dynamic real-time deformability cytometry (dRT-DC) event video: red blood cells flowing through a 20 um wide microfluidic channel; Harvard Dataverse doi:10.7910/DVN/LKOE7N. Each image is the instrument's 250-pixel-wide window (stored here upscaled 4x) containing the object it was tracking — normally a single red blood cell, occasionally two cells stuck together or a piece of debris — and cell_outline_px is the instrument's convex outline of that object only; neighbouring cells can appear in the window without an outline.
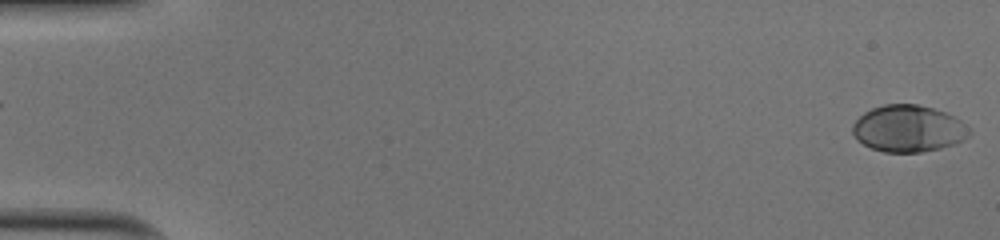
{"species": "human", "species_latin": "Homo sapiens", "temperature_condition": "cold", "stored_images_in_passage": 52, "camera_frame_rate_fps": 3000, "um_per_image_px": 0.085, "donor": {"sex": "male"}, "frame": {"image": 1, "passage_image": 1, "time_ms": 0.0, "image_size_px": [1000, 240], "cell_outline_px": [[972, 132], [968, 136], [952, 144], [940, 148], [920, 152], [884, 152], [872, 148], [856, 140], [852, 132], [852, 124], [864, 112], [872, 108], [884, 104], [916, 104], [948, 112], [956, 116]], "centroid_in_image_um": [77.19, 10.92], "position_along_channel_um": 7.8, "area_um2": 31.79}}
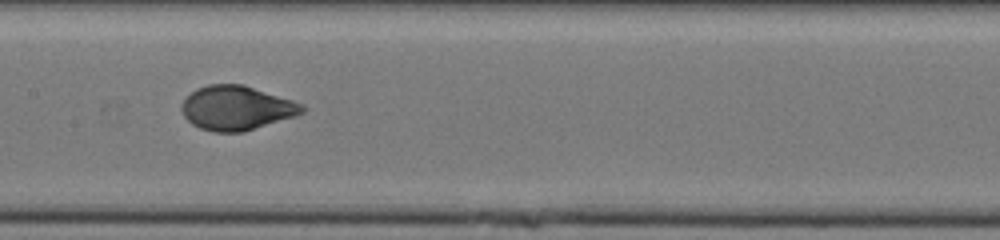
{"frame": {"image": 2, "passage_image": 27, "time_ms": 8.667, "image_size_px": [1000, 240], "cell_outline_px": [[304, 112], [296, 116], [244, 132], [212, 132], [200, 128], [192, 124], [184, 116], [180, 108], [180, 104], [196, 88], [208, 84], [244, 84], [304, 104]], "centroid_in_image_um": [20.1, 9.18], "position_along_channel_um": 187.3, "area_um2": 31.27}}
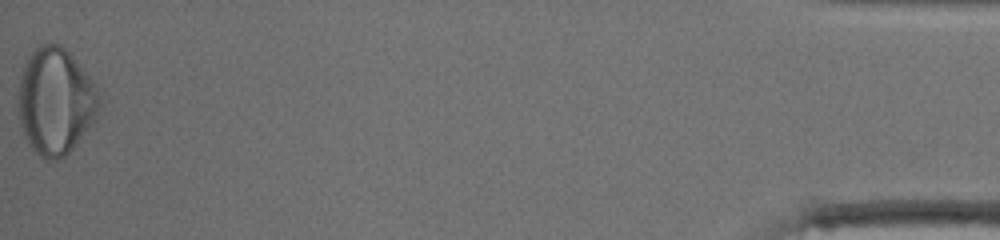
{"frame": {"image": 3, "passage_image": 52, "time_ms": 17.0, "image_size_px": [1000, 240], "cell_outline_px": [[104, 100], [96, 120], [72, 148], [64, 156], [56, 160], [48, 160], [40, 156], [28, 144], [24, 136], [20, 124], [16, 104], [20, 76], [28, 56], [36, 48], [44, 44], [56, 44], [64, 48], [76, 60], [96, 84]], "centroid_in_image_um": [4.74, 8.62], "position_along_channel_um": 430.5, "area_um2": 51.04}, "authors_computed_cell_mechanics": {"area_um2": 31.7033, "velocity_mm_per_s": 4.0131, "shape_relaxation_time_tau1_ms": 4.0453, "shape_relaxation_time_tau2_ms": null, "deformation_change_tau1": 0.1988, "deformation_change_tau2": null}}